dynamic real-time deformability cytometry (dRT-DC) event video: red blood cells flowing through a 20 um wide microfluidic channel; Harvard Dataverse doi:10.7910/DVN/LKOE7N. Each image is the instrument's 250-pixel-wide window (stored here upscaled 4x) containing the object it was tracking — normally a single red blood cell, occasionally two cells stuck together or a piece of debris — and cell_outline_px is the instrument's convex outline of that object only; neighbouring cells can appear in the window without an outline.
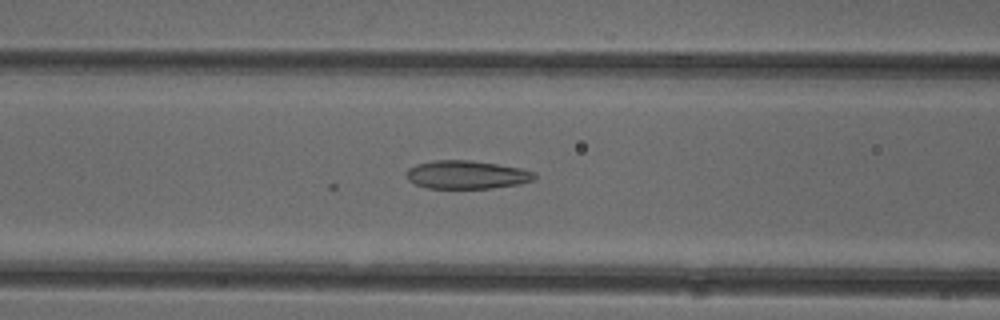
{"species": "common noctule bat (a hibernating species)", "species_latin": "Nyctalus noctula", "temperature_condition": "cold", "stored_images_in_passage": 38, "camera_frame_rate_fps": 3000, "um_per_image_px": 0.085, "animal": {"sex": "female"}, "frame": {"image": 1, "passage_image": 11, "time_ms": 3.333, "image_size_px": [1000, 320], "cell_outline_px": [[536, 180], [520, 184], [492, 188], [428, 188], [416, 184], [408, 180], [404, 176], [404, 172], [408, 168], [416, 164], [432, 160], [472, 160], [520, 168], [536, 172]], "centroid_in_image_um": [39.65, 14.85], "position_along_channel_um": 126.9, "area_um2": 21.39}}
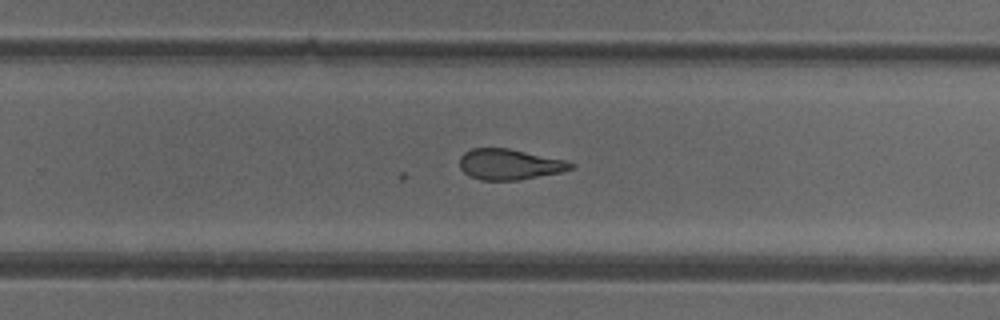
{"frame": {"image": 2, "passage_image": 23, "time_ms": 7.333, "image_size_px": [1000, 320], "cell_outline_px": [[576, 164], [572, 168], [560, 172], [520, 180], [480, 180], [464, 172], [460, 168], [460, 156], [464, 152], [472, 148], [508, 148], [568, 160]], "centroid_in_image_um": [43.33, 13.96], "position_along_channel_um": 286.5, "area_um2": 19.94}}
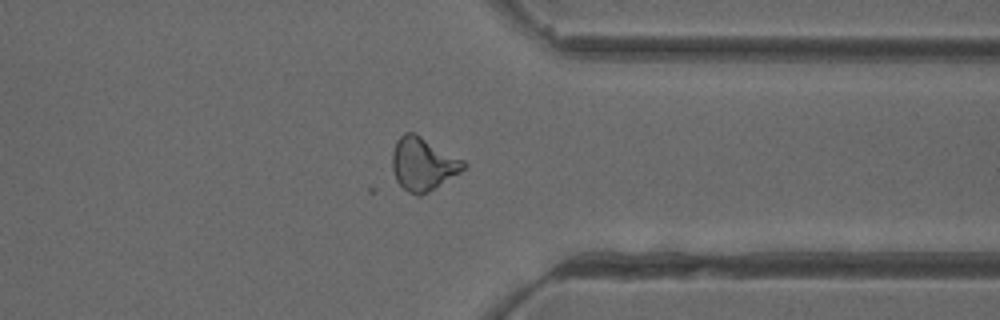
{"frame": {"image": 3, "passage_image": 30, "time_ms": 9.667, "image_size_px": [1000, 320], "cell_outline_px": [[468, 164], [460, 172], [428, 192], [420, 196], [416, 196], [408, 192], [396, 180], [392, 168], [392, 152], [396, 140], [404, 132], [416, 132], [464, 160]], "centroid_in_image_um": [35.94, 13.91], "position_along_channel_um": 375.5, "area_um2": 22.2}}